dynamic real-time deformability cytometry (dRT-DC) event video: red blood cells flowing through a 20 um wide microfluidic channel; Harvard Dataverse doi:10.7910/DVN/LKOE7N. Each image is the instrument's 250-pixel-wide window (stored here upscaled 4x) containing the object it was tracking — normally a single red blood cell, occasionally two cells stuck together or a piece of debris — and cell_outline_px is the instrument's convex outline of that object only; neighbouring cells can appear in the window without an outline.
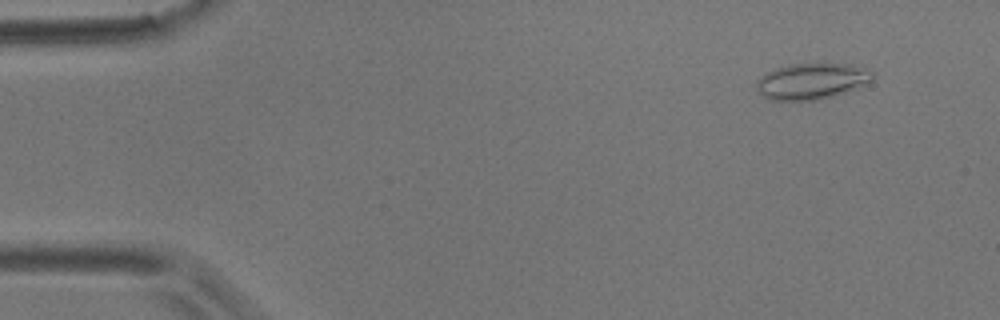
{"species": "common noctule bat (a hibernating species)", "species_latin": "Nyctalus noctula", "temperature_condition": "room temperature", "stored_images_in_passage": 55, "camera_frame_rate_fps": 3000, "um_per_image_px": 0.085, "animal": {"sex": "male", "body_mass_g": 17.9}, "frame": {"image": 1, "passage_image": 5, "time_ms": 1.333, "image_size_px": [1000, 320], "cell_outline_px": [[872, 80], [856, 88], [820, 100], [768, 100], [756, 88], [756, 84], [768, 72], [776, 68], [788, 64], [848, 64], [868, 68], [872, 72]], "centroid_in_image_um": [69.01, 6.9], "position_along_channel_um": 16.0, "area_um2": 24.04}}
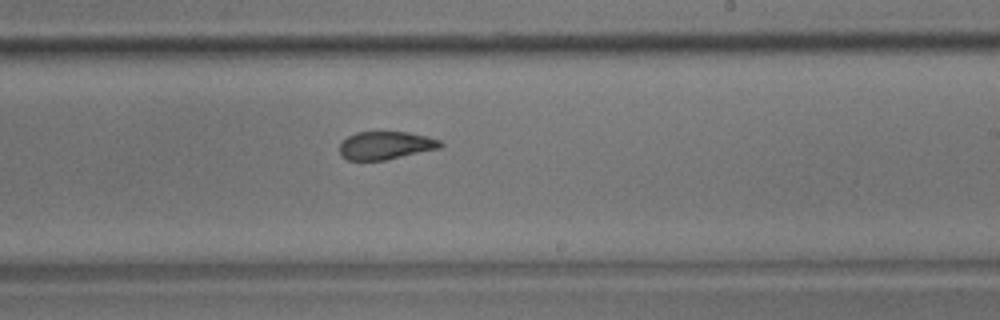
{"frame": {"image": 2, "passage_image": 33, "time_ms": 10.667, "image_size_px": [1000, 320], "cell_outline_px": [[444, 144], [440, 148], [384, 160], [348, 160], [340, 156], [340, 144], [348, 136], [356, 132], [408, 132], [428, 136], [440, 140]], "centroid_in_image_um": [32.78, 12.35], "position_along_channel_um": 256.2, "area_um2": 16.42}}
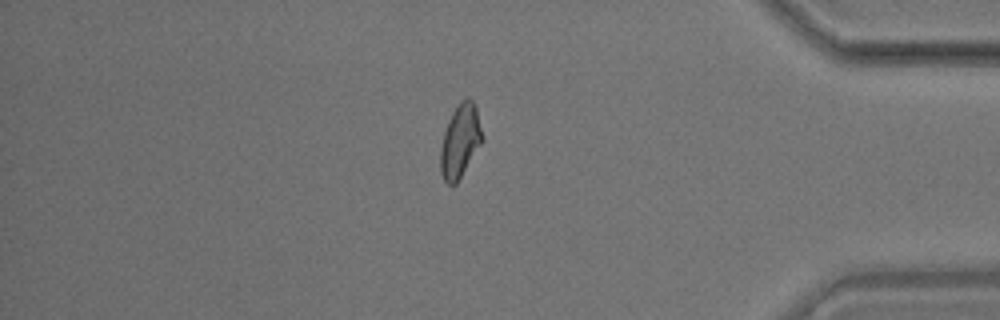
{"frame": {"image": 3, "passage_image": 47, "time_ms": 15.333, "image_size_px": [1000, 320], "cell_outline_px": [[484, 140], [456, 184], [448, 184], [444, 180], [440, 172], [440, 148], [444, 132], [448, 120], [452, 112], [460, 100], [468, 96], [472, 100], [476, 108], [484, 136]], "centroid_in_image_um": [39.12, 11.96], "position_along_channel_um": 396.1, "area_um2": 18.03}, "authors_computed_cell_mechanics": {"area_um2": 17.918, "velocity_mm_per_s": 3.6467, "shape_relaxation_time_tau1_ms": null, "shape_relaxation_time_tau2_ms": 1.684, "deformation_change_tau1": null, "deformation_change_tau2": 0.0712}}